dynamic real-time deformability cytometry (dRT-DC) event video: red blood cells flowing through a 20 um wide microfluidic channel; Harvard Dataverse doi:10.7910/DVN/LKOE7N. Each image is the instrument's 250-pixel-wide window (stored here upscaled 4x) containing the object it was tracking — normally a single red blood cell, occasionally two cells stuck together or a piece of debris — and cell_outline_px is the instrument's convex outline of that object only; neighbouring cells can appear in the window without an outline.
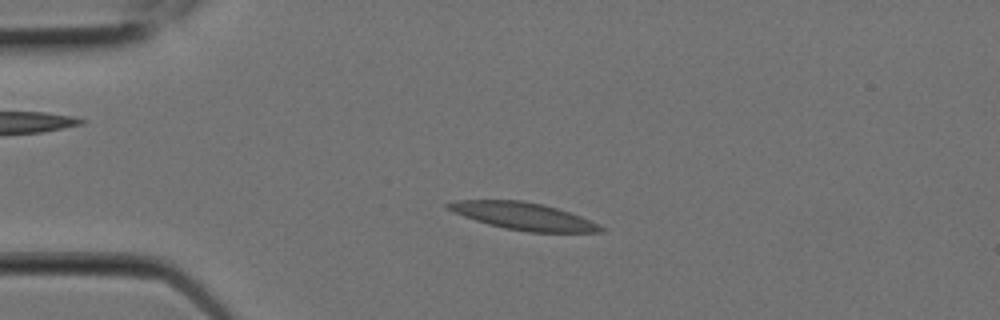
{"species": "Egyptian fruit bat (a non-hibernating species)", "species_latin": "Rousettus aegyptiacus", "temperature_condition": "room temperature", "stored_images_in_passage": 4, "camera_frame_rate_fps": 3000, "um_per_image_px": 0.085, "animal": {"sex": "female"}, "frame": {"image": 1, "passage_image": 3, "time_ms": 0.667, "image_size_px": [1000, 320], "cell_outline_px": [[604, 232], [528, 232], [504, 228], [488, 224], [464, 216], [444, 208], [444, 204], [456, 200], [520, 200], [544, 204], [580, 216], [600, 224], [604, 228]], "centroid_in_image_um": [44.47, 18.37], "position_along_channel_um": 40.5, "area_um2": 24.22}}